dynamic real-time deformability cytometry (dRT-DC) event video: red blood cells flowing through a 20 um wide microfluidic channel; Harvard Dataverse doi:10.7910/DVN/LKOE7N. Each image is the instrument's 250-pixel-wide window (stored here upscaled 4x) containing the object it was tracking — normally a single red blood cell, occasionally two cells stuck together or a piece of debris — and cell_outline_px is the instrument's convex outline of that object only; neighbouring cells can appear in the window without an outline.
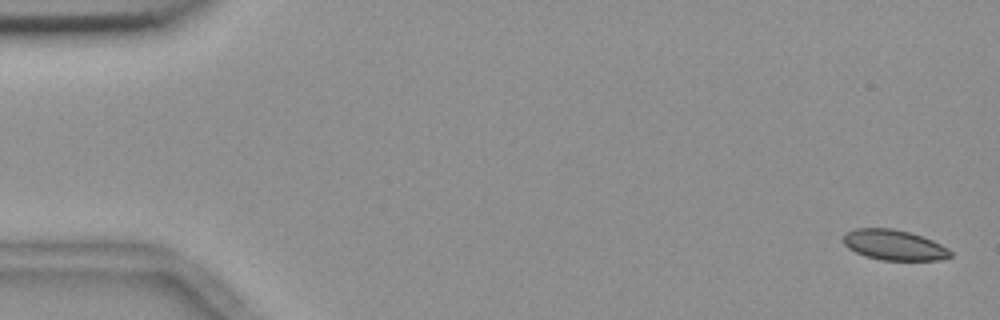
{"species": "common noctule bat (a hibernating species)", "species_latin": "Nyctalus noctula", "temperature_condition": "room temperature", "stored_images_in_passage": 55, "camera_frame_rate_fps": 3000, "um_per_image_px": 0.085, "animal": {"sex": "female", "body_mass_g": 18.4}, "frame": {"image": 1, "passage_image": 1, "time_ms": 0.0, "image_size_px": [1000, 320], "cell_outline_px": [[952, 256], [940, 260], [880, 260], [864, 256], [848, 248], [844, 244], [844, 232], [856, 228], [892, 228], [908, 232], [932, 240], [948, 248], [952, 252]], "centroid_in_image_um": [75.98, 20.83], "position_along_channel_um": 9.0, "area_um2": 18.96}}
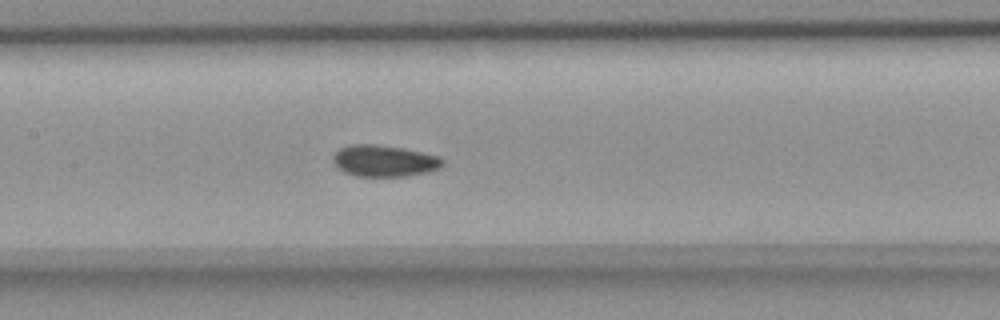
{"frame": {"image": 2, "passage_image": 26, "time_ms": 8.333, "image_size_px": [1000, 320], "cell_outline_px": [[444, 164], [440, 168], [428, 172], [404, 176], [356, 176], [344, 172], [336, 168], [332, 160], [332, 156], [340, 148], [352, 144], [376, 144], [404, 148], [440, 156], [444, 160]], "centroid_in_image_um": [32.65, 13.67], "position_along_channel_um": 174.7, "area_um2": 20.35}}
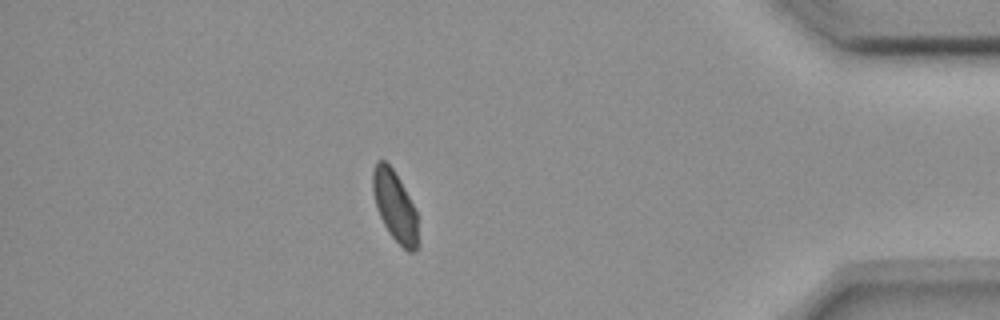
{"frame": {"image": 3, "passage_image": 48, "time_ms": 15.667, "image_size_px": [1000, 320], "cell_outline_px": [[416, 252], [408, 252], [388, 232], [376, 208], [372, 192], [372, 172], [376, 160], [384, 160], [392, 168], [400, 180], [416, 208]], "centroid_in_image_um": [33.53, 17.47], "position_along_channel_um": 401.7, "area_um2": 18.38}, "authors_computed_cell_mechanics": {"area_um2": 19.7098, "velocity_mm_per_s": 3.656, "shape_relaxation_time_tau1_ms": null, "shape_relaxation_time_tau2_ms": 1.3051, "deformation_change_tau1": null, "deformation_change_tau2": 0.047}}